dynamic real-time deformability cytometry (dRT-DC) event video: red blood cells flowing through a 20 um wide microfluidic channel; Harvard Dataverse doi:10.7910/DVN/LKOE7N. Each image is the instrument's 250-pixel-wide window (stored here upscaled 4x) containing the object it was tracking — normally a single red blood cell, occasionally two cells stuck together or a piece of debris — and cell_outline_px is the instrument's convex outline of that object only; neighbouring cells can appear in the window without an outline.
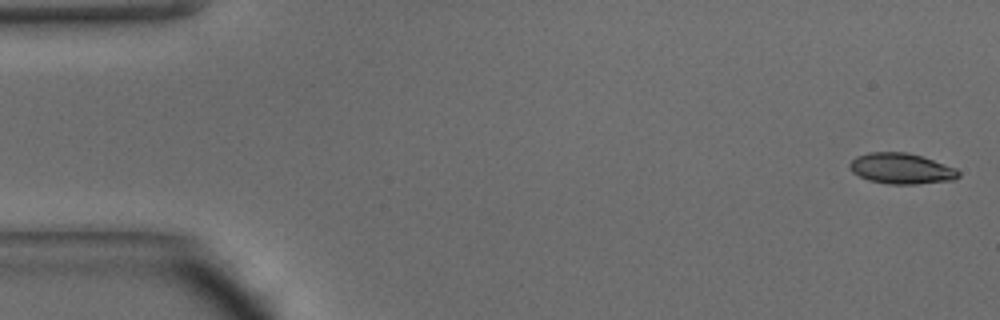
{"species": "common noctule bat (a hibernating species)", "species_latin": "Nyctalus noctula", "temperature_condition": "warm", "stored_images_in_passage": 47, "camera_frame_rate_fps": 3000, "um_per_image_px": 0.085, "animal": {"sex": "male", "body_mass_g": 15.6}, "frame": {"image": 1, "passage_image": 1, "time_ms": 0.0, "image_size_px": [1000, 320], "cell_outline_px": [[960, 176], [952, 180], [916, 184], [888, 184], [868, 180], [852, 172], [848, 168], [848, 164], [856, 156], [868, 152], [904, 152], [920, 156], [956, 168], [960, 172]], "centroid_in_image_um": [76.57, 14.33], "position_along_channel_um": 8.4, "area_um2": 19.42}}
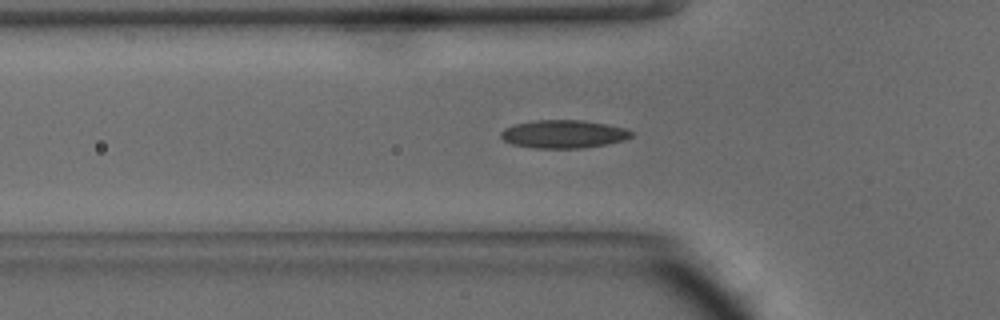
{"frame": {"image": 2, "passage_image": 15, "time_ms": 4.667, "image_size_px": [1000, 320], "cell_outline_px": [[632, 136], [624, 140], [608, 144], [584, 148], [536, 148], [512, 144], [504, 140], [500, 136], [500, 132], [504, 128], [512, 124], [536, 120], [584, 120], [608, 124], [628, 128], [632, 132]], "centroid_in_image_um": [47.91, 11.39], "position_along_channel_um": 77.9, "area_um2": 21.62}}
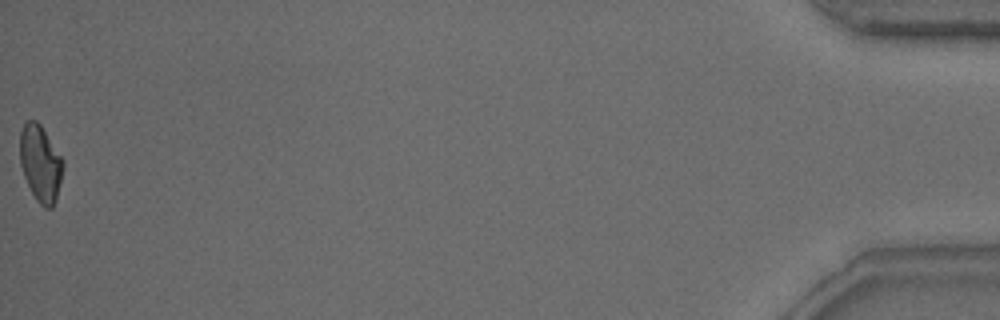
{"frame": {"image": 3, "passage_image": 47, "time_ms": 15.333, "image_size_px": [1000, 320], "cell_outline_px": [[64, 164], [56, 200], [52, 208], [44, 208], [36, 200], [24, 176], [20, 164], [20, 132], [24, 124], [28, 120], [36, 120], [40, 124], [64, 160]], "centroid_in_image_um": [3.44, 13.89], "position_along_channel_um": 431.8, "area_um2": 19.13}, "authors_computed_cell_mechanics": {"area_um2": 19.7098, "velocity_mm_per_s": 4.2648, "shape_relaxation_time_tau1_ms": 7.5487, "shape_relaxation_time_tau2_ms": 2.6918, "deformation_change_tau1": 0.1897, "deformation_change_tau2": 0.0951}}